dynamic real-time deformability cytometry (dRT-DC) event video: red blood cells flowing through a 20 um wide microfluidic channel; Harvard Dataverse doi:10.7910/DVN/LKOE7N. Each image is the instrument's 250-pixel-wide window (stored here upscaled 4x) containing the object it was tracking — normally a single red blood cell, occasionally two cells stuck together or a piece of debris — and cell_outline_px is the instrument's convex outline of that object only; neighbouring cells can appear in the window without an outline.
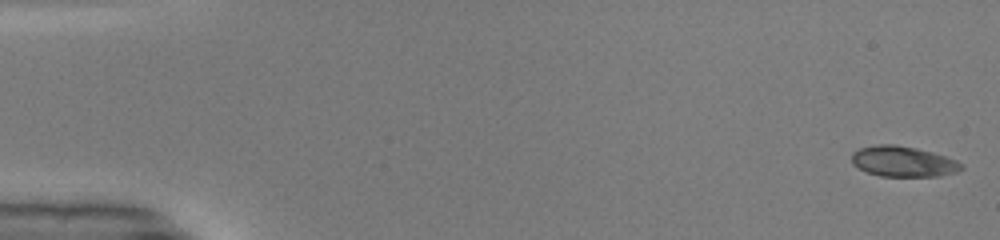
{"species": "common noctule bat (a hibernating species)", "species_latin": "Nyctalus noctula", "temperature_condition": "warm", "stored_images_in_passage": 7, "camera_frame_rate_fps": 3000, "um_per_image_px": 0.085, "animal": {"sex": "male", "body_mass_g": 19.0, "forearm_length_mm": 50.8}, "frame": {"image": 1, "passage_image": 1, "time_ms": 0.0, "image_size_px": [1000, 240], "cell_outline_px": [[964, 168], [956, 172], [940, 176], [880, 176], [868, 172], [852, 164], [852, 152], [860, 148], [876, 144], [896, 144], [916, 148], [932, 152], [956, 160], [964, 164]], "centroid_in_image_um": [76.78, 13.72], "position_along_channel_um": 8.2, "area_um2": 19.54}}